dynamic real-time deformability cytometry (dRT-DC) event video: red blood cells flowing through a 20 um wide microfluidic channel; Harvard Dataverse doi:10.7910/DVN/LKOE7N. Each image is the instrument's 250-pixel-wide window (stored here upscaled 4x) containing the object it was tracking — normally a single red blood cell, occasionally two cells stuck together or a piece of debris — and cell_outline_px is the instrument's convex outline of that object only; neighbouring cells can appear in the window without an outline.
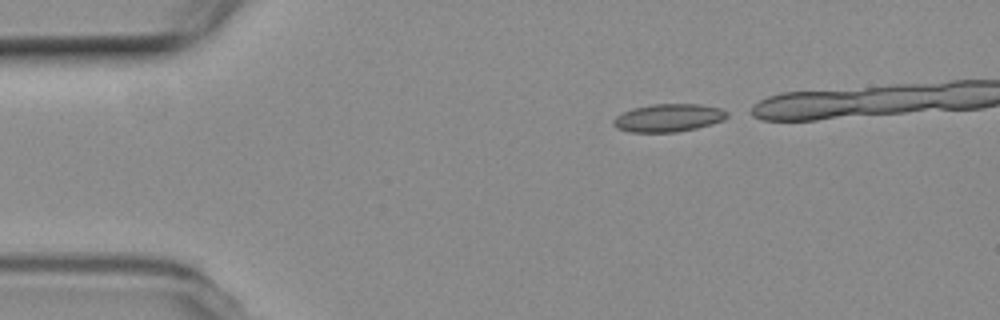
{"species": "common noctule bat (a hibernating species)", "species_latin": "Nyctalus noctula", "temperature_condition": "room temperature", "stored_images_in_passage": 7, "segment_of_instrument_passage": [1, 2], "camera_frame_rate_fps": 3000, "um_per_image_px": 0.085, "animal": {"sex": "female", "body_mass_g": 19.3, "forearm_length_mm": 54.1}, "frame": {"image": 1, "passage_image": 1, "time_ms": 0.0, "image_size_px": [1000, 320], "cell_outline_px": [[728, 116], [724, 120], [696, 128], [676, 132], [628, 132], [616, 128], [612, 124], [612, 120], [616, 116], [632, 108], [652, 104], [700, 104], [720, 108], [728, 112]], "centroid_in_image_um": [56.79, 10.01], "position_along_channel_um": 28.2, "area_um2": 18.55}}
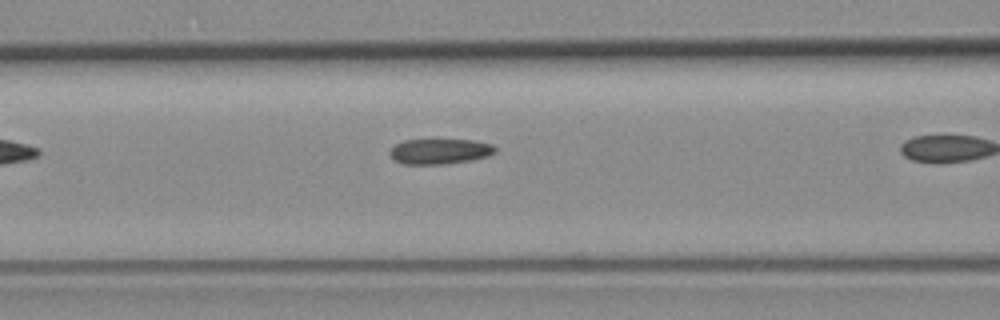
{"frame": {"image": 2, "passage_image": 6, "time_ms": 7.0, "image_size_px": [1000, 320], "cell_outline_px": [[496, 152], [488, 156], [472, 160], [444, 164], [404, 164], [392, 160], [388, 152], [396, 144], [404, 140], [432, 136], [476, 140], [492, 144], [496, 148]], "centroid_in_image_um": [37.37, 12.8], "position_along_channel_um": 129.2, "area_um2": 16.7}}